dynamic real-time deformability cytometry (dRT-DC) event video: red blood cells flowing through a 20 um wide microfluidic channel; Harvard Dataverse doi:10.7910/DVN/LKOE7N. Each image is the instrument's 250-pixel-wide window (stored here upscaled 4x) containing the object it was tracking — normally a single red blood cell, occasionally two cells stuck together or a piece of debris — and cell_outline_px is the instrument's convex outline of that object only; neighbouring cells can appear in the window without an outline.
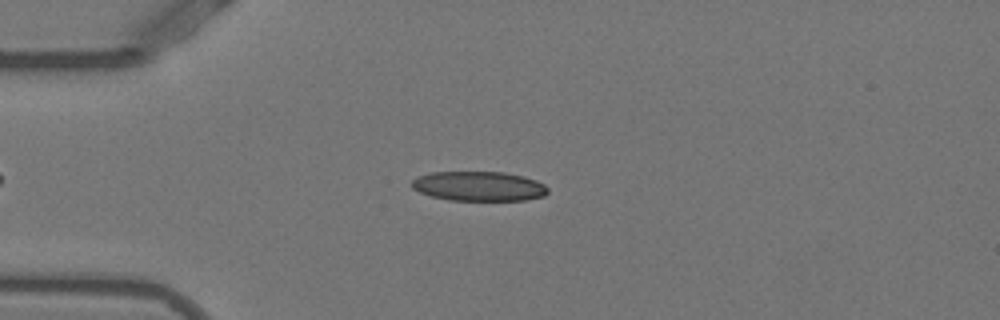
{"species": "Egyptian fruit bat (a non-hibernating species)", "species_latin": "Rousettus aegyptiacus", "temperature_condition": "warm", "stored_images_in_passage": 48, "camera_frame_rate_fps": 3000, "um_per_image_px": 0.085, "animal": {"sex": "female"}, "frame": {"image": 1, "passage_image": 13, "time_ms": 4.0, "image_size_px": [1000, 320], "cell_outline_px": [[548, 192], [544, 196], [524, 200], [448, 200], [432, 196], [420, 192], [412, 188], [412, 180], [416, 176], [432, 172], [504, 172], [524, 176], [536, 180], [544, 184], [548, 188]], "centroid_in_image_um": [40.71, 15.82], "position_along_channel_um": 44.3, "area_um2": 23.52}}
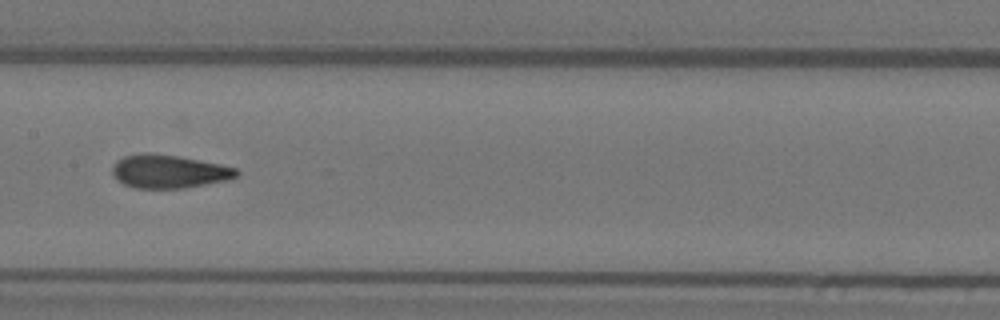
{"frame": {"image": 2, "passage_image": 26, "time_ms": 8.333, "image_size_px": [1000, 320], "cell_outline_px": [[240, 172], [236, 176], [228, 180], [184, 188], [136, 188], [124, 184], [116, 180], [112, 172], [112, 168], [116, 160], [124, 156], [144, 152], [148, 152], [180, 156], [220, 164], [236, 168]], "centroid_in_image_um": [14.33, 14.56], "position_along_channel_um": 193.1, "area_um2": 24.28}}
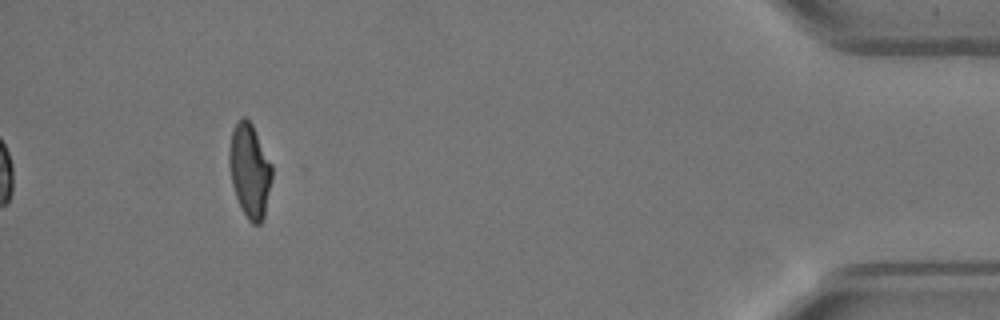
{"frame": {"image": 3, "passage_image": 48, "time_ms": 15.667, "image_size_px": [1000, 320], "cell_outline_px": [[272, 180], [264, 220], [260, 224], [252, 224], [248, 220], [240, 208], [232, 184], [228, 164], [228, 152], [232, 128], [236, 120], [240, 116], [244, 116], [252, 124], [272, 164]], "centroid_in_image_um": [21.21, 14.5], "position_along_channel_um": 414.0, "area_um2": 23.93}, "authors_computed_cell_mechanics": {"area_um2": 23.9292, "velocity_mm_per_s": 3.8871, "shape_relaxation_time_tau1_ms": 7.431, "shape_relaxation_time_tau2_ms": 1.3058, "deformation_change_tau1": 0.223, "deformation_change_tau2": 0.0966}}